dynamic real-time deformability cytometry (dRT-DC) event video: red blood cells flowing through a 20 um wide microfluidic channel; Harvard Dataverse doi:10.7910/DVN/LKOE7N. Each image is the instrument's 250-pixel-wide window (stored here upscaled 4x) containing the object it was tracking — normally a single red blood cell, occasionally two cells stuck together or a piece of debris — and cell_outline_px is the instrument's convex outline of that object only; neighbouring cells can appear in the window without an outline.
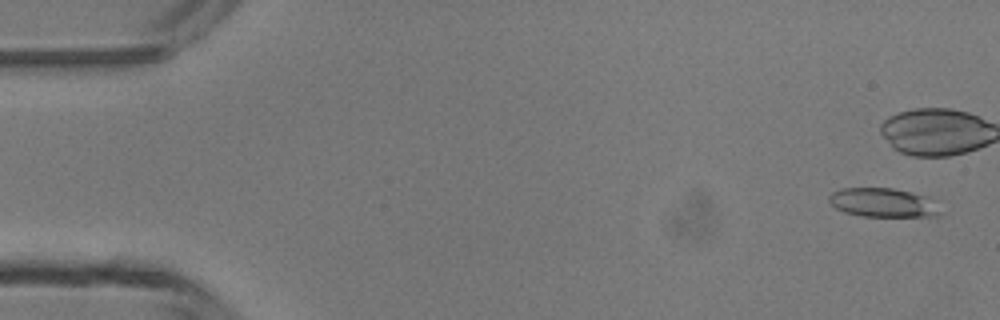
{"species": "common noctule bat (a hibernating species)", "species_latin": "Nyctalus noctula", "temperature_condition": "room temperature", "stored_images_in_passage": 2, "camera_frame_rate_fps": 3000, "um_per_image_px": 0.085, "animal": {"sex": "male", "body_mass_g": 13.3}, "frame": {"image": 1, "passage_image": 2, "time_ms": 1.333, "image_size_px": [1000, 320], "cell_outline_px": [[940, 216], [864, 216], [844, 212], [836, 208], [828, 200], [828, 196], [832, 192], [844, 188], [892, 188], [928, 196], [940, 212]], "centroid_in_image_um": [75.03, 17.22], "position_along_channel_um": 10.0, "area_um2": 18.55}}